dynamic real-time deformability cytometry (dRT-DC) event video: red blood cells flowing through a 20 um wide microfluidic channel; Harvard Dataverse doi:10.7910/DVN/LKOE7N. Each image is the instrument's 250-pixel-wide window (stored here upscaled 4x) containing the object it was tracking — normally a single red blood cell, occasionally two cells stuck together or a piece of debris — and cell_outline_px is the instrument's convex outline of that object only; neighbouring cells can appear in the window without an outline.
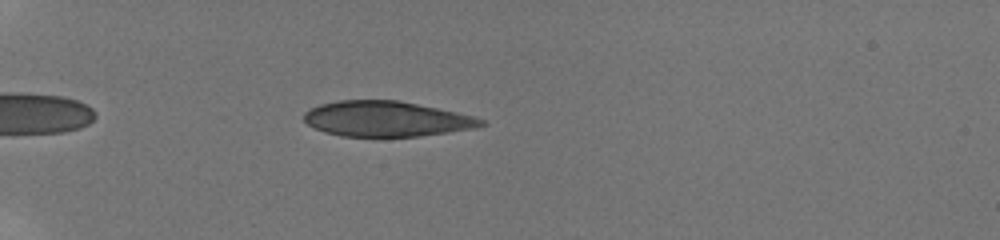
{"species": "human", "species_latin": "Homo sapiens", "temperature_condition": "room temperature", "stored_images_in_passage": 36, "camera_frame_rate_fps": 3000, "um_per_image_px": 0.085, "donor": {"sex": "male"}, "frame": {"image": 1, "passage_image": 9, "time_ms": 1.667, "image_size_px": [1000, 240], "cell_outline_px": [[488, 124], [476, 128], [420, 136], [340, 136], [324, 132], [308, 124], [304, 120], [304, 112], [320, 104], [340, 100], [400, 100], [472, 116], [484, 120]], "centroid_in_image_um": [32.84, 10.1], "position_along_channel_um": 52.2, "area_um2": 36.24}}
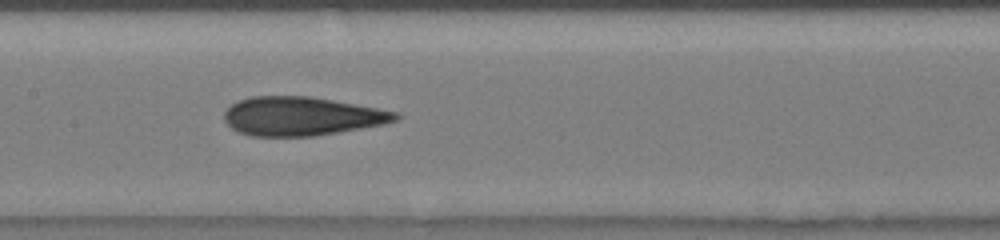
{"frame": {"image": 2, "passage_image": 18, "time_ms": 6.0, "image_size_px": [1000, 240], "cell_outline_px": [[404, 116], [400, 120], [384, 124], [312, 136], [252, 136], [240, 132], [232, 128], [224, 120], [224, 112], [232, 104], [240, 100], [252, 96], [308, 96], [332, 100], [400, 112]], "centroid_in_image_um": [25.69, 9.87], "position_along_channel_um": 181.7, "area_um2": 38.55}}
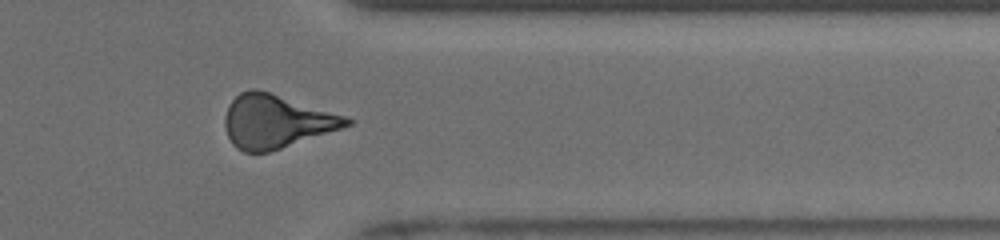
{"frame": {"image": 3, "passage_image": 29, "time_ms": 11.333, "image_size_px": [1000, 240], "cell_outline_px": [[356, 120], [352, 124], [268, 152], [244, 152], [236, 148], [232, 144], [228, 136], [224, 124], [224, 116], [228, 104], [240, 92], [248, 88], [256, 88], [344, 116]], "centroid_in_image_um": [23.4, 10.31], "position_along_channel_um": 388.0, "area_um2": 37.28}, "authors_computed_cell_mechanics": {"area_um2": 37.3966, "velocity_mm_per_s": 3.8984, "shape_relaxation_time_tau1_ms": 8.0978, "shape_relaxation_time_tau2_ms": 2.5706, "deformation_change_tau1": 0.173, "deformation_change_tau2": 0.1032}}